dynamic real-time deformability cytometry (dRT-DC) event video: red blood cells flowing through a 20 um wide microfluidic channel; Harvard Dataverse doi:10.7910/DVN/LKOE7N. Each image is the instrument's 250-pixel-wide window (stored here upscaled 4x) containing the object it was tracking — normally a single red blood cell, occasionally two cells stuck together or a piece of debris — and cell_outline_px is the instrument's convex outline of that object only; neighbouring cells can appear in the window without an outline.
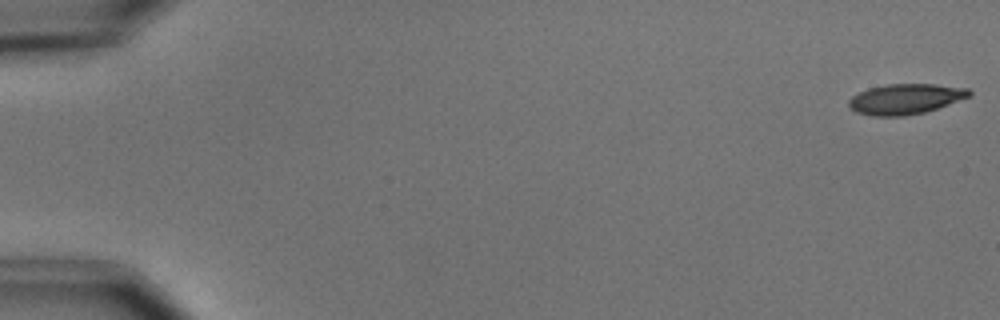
{"species": "common noctule bat (a hibernating species)", "species_latin": "Nyctalus noctula", "temperature_condition": "cold", "stored_images_in_passage": 55, "camera_frame_rate_fps": 3000, "um_per_image_px": 0.085, "animal": {"sex": "male", "body_mass_g": 15.6}, "frame": {"image": 1, "passage_image": 1, "time_ms": 0.0, "image_size_px": [1000, 320], "cell_outline_px": [[972, 96], [924, 112], [904, 116], [872, 116], [856, 112], [848, 104], [848, 100], [852, 96], [868, 88], [888, 84], [936, 84], [968, 88], [972, 92]], "centroid_in_image_um": [76.97, 8.41], "position_along_channel_um": 8.0, "area_um2": 21.27}}
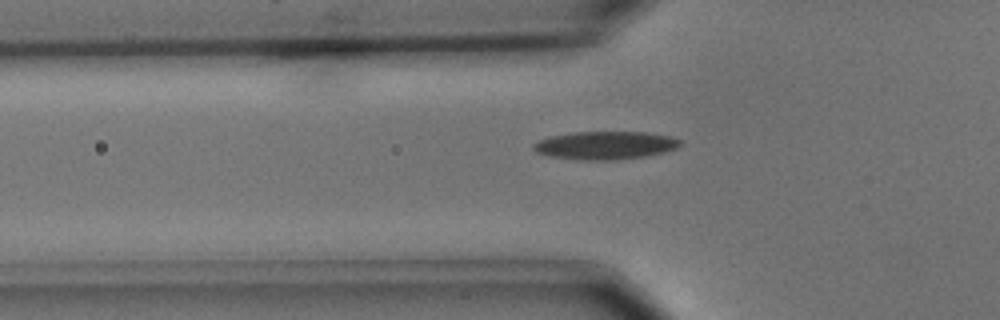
{"frame": {"image": 2, "passage_image": 19, "time_ms": 6.0, "image_size_px": [1000, 320], "cell_outline_px": [[684, 144], [676, 148], [664, 152], [644, 156], [612, 160], [580, 160], [548, 156], [536, 152], [532, 148], [532, 144], [540, 140], [552, 136], [572, 132], [644, 132], [672, 136], [680, 140]], "centroid_in_image_um": [51.45, 12.35], "position_along_channel_um": 74.3, "area_um2": 24.04}}
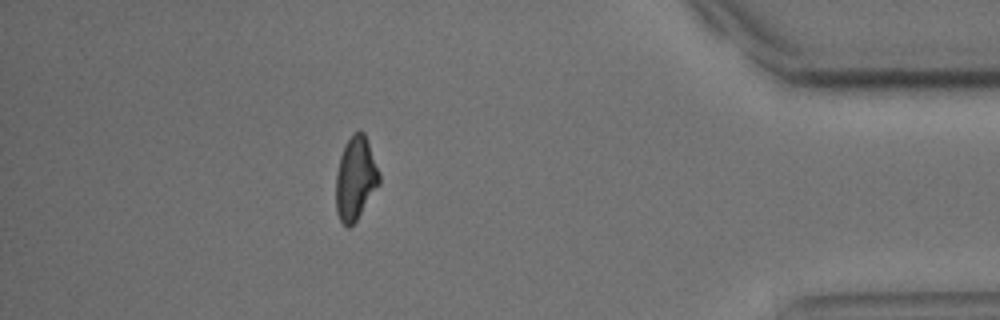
{"frame": {"image": 3, "passage_image": 49, "time_ms": 16.0, "image_size_px": [1000, 320], "cell_outline_px": [[380, 184], [356, 220], [348, 228], [340, 220], [336, 212], [336, 172], [340, 156], [344, 144], [352, 132], [364, 132], [380, 172]], "centroid_in_image_um": [30.21, 15.14], "position_along_channel_um": 405.0, "area_um2": 21.1}, "authors_computed_cell_mechanics": {"area_um2": 22.1952, "velocity_mm_per_s": 3.6857, "shape_relaxation_time_tau1_ms": 2.84, "shape_relaxation_time_tau2_ms": 8.8246, "deformation_change_tau1": 0.1256, "deformation_change_tau2": 0.1758}}